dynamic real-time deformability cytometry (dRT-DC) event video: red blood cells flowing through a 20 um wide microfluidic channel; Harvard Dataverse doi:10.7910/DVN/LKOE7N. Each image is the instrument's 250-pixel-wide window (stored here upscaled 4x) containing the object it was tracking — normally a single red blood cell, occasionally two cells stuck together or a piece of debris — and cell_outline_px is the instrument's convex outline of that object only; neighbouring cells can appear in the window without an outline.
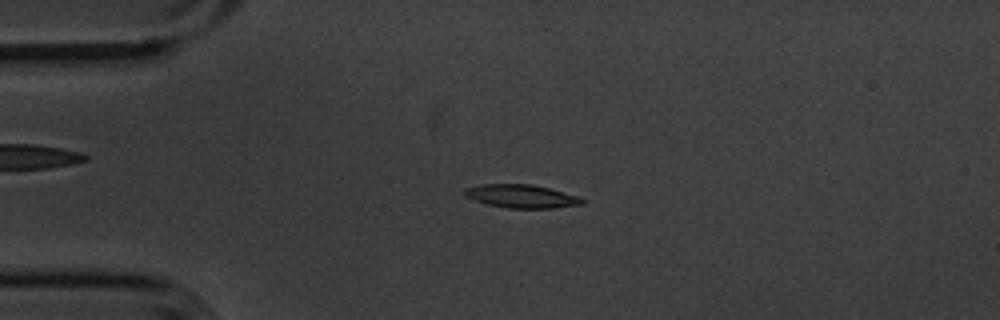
{"species": "common noctule bat (a hibernating species)", "species_latin": "Nyctalus noctula", "temperature_condition": "cold", "stored_images_in_passage": 54, "camera_frame_rate_fps": 3000, "um_per_image_px": 0.085, "animal": {"sex": "male", "body_mass_g": 20.1, "forearm_length_mm": 53.5}, "frame": {"image": 1, "passage_image": 12, "time_ms": 3.667, "image_size_px": [1000, 320], "cell_outline_px": [[584, 204], [552, 208], [508, 208], [488, 204], [464, 196], [464, 188], [480, 184], [532, 184], [580, 196], [584, 200]], "centroid_in_image_um": [44.33, 16.67], "position_along_channel_um": 40.7, "area_um2": 15.95}}
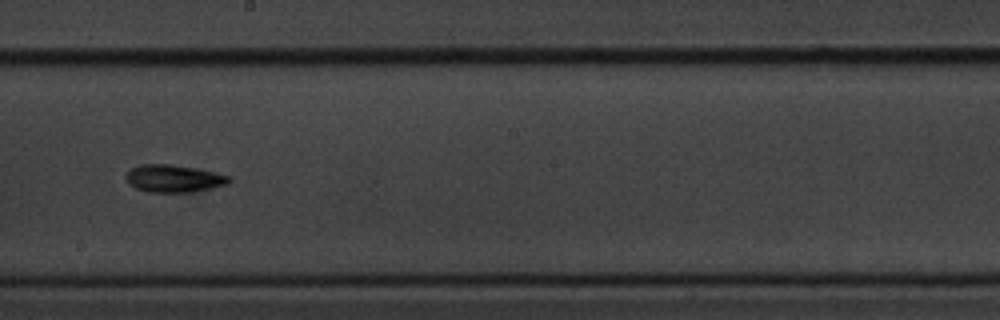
{"frame": {"image": 2, "passage_image": 30, "time_ms": 9.667, "image_size_px": [1000, 320], "cell_outline_px": [[232, 180], [228, 184], [192, 192], [148, 192], [136, 188], [128, 184], [124, 176], [132, 168], [140, 164], [172, 164], [232, 176]], "centroid_in_image_um": [14.75, 15.18], "position_along_channel_um": 233.5, "area_um2": 16.47}}
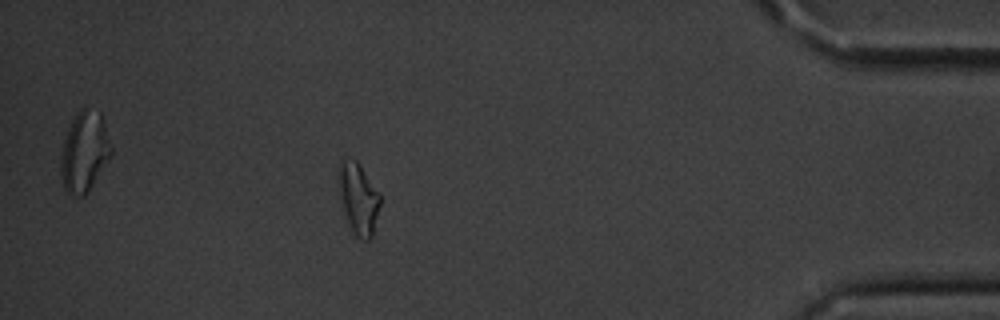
{"frame": {"image": 3, "passage_image": 48, "time_ms": 15.667, "image_size_px": [1000, 320], "cell_outline_px": [[380, 204], [372, 236], [368, 240], [364, 240], [352, 236], [340, 208], [336, 180], [336, 168], [344, 160], [356, 160], [360, 164], [380, 192]], "centroid_in_image_um": [30.39, 16.9], "position_along_channel_um": 404.8, "area_um2": 18.26}, "authors_computed_cell_mechanics": {"area_um2": 15.7216, "velocity_mm_per_s": 3.6134, "shape_relaxation_time_tau1_ms": 2.9655, "shape_relaxation_time_tau2_ms": 5.5876, "deformation_change_tau1": 0.1107, "deformation_change_tau2": 0.1465}}